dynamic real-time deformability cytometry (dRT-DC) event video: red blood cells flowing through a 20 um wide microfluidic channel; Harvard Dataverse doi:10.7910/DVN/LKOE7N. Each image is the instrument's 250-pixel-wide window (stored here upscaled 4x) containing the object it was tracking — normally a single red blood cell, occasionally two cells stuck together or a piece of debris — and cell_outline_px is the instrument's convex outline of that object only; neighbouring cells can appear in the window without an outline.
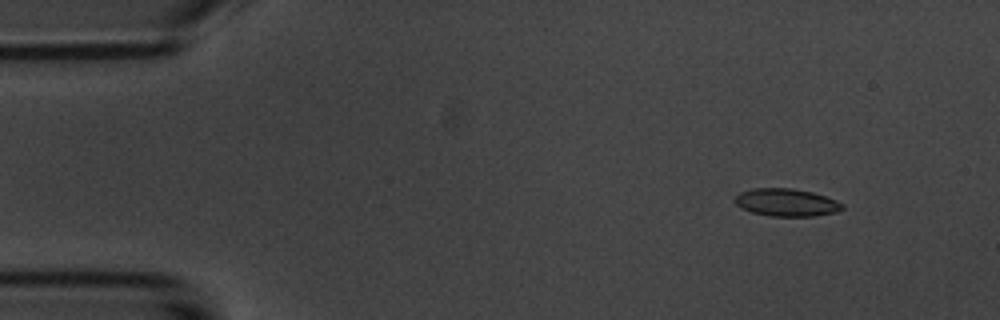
{"species": "common noctule bat (a hibernating species)", "species_latin": "Nyctalus noctula", "temperature_condition": "room temperature", "stored_images_in_passage": 9, "camera_frame_rate_fps": 3000, "um_per_image_px": 0.085, "animal": {"sex": "male", "body_mass_g": 20.1, "forearm_length_mm": 53.5}, "frame": {"image": 1, "passage_image": 1, "time_ms": 0.0, "image_size_px": [1000, 320], "cell_outline_px": [[844, 208], [836, 212], [816, 216], [768, 216], [752, 212], [740, 208], [732, 200], [740, 192], [752, 188], [792, 188], [812, 192], [836, 200], [844, 204]], "centroid_in_image_um": [66.82, 17.21], "position_along_channel_um": 18.2, "area_um2": 17.46}}
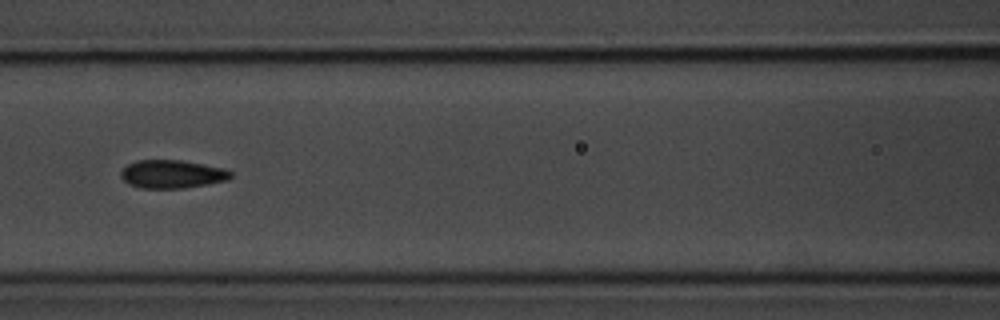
{"frame": {"image": 2, "passage_image": 6, "time_ms": 6.0, "image_size_px": [1000, 320], "cell_outline_px": [[232, 176], [228, 180], [208, 184], [184, 188], [140, 188], [128, 184], [120, 176], [120, 172], [128, 164], [136, 160], [180, 160], [204, 164], [224, 168], [232, 172]], "centroid_in_image_um": [14.63, 14.8], "position_along_channel_um": 152.0, "area_um2": 18.15}}
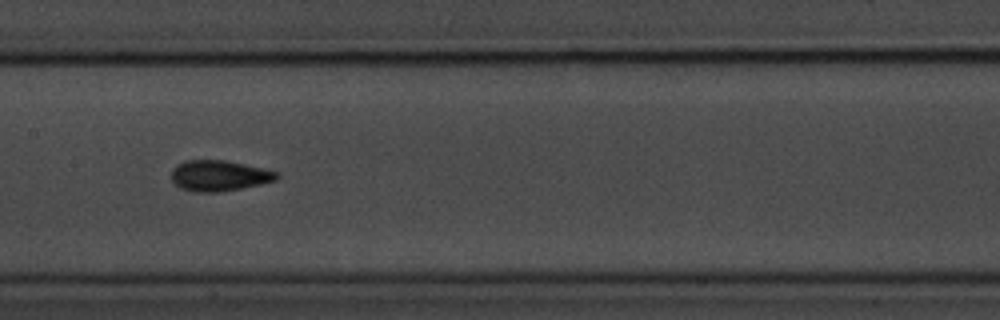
{"frame": {"image": 3, "passage_image": 7, "time_ms": 7.0, "image_size_px": [1000, 320], "cell_outline_px": [[280, 176], [276, 180], [260, 184], [220, 192], [192, 192], [180, 188], [172, 180], [172, 168], [176, 164], [184, 160], [224, 160], [244, 164], [276, 172]], "centroid_in_image_um": [18.57, 14.93], "position_along_channel_um": 188.8, "area_um2": 18.79}}